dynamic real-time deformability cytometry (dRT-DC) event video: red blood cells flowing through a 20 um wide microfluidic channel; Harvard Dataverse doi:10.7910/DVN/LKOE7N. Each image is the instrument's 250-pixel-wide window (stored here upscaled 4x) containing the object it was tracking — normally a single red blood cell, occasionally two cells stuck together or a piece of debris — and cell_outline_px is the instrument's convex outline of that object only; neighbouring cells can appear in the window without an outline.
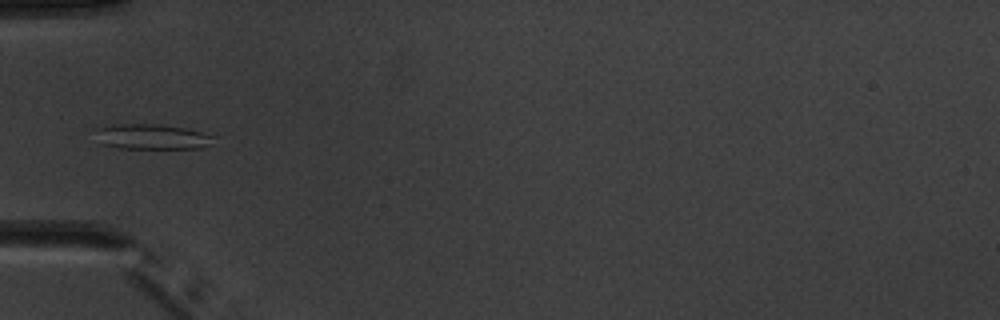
{"species": "common noctule bat (a hibernating species)", "species_latin": "Nyctalus noctula", "temperature_condition": "warm", "stored_images_in_passage": 6, "camera_frame_rate_fps": 3000, "um_per_image_px": 0.085, "animal": {"sex": "male", "body_mass_g": 20.1, "forearm_length_mm": 53.5}, "frame": {"image": 1, "passage_image": 4, "time_ms": 4.667, "image_size_px": [1000, 320], "cell_outline_px": [[216, 136], [212, 144], [200, 148], [120, 148], [100, 144], [96, 128], [112, 124], [160, 124], [184, 128]], "centroid_in_image_um": [12.92, 11.62], "position_along_channel_um": 72.1, "area_um2": 17.34}}
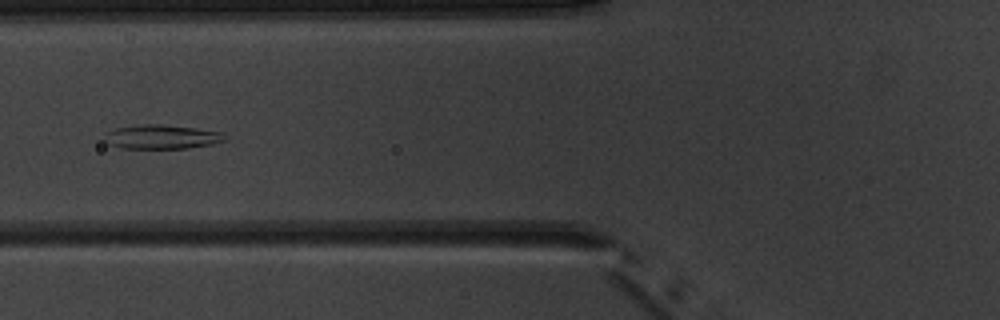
{"frame": {"image": 2, "passage_image": 5, "time_ms": 5.667, "image_size_px": [1000, 320], "cell_outline_px": [[224, 140], [212, 144], [188, 148], [120, 148], [108, 144], [104, 140], [108, 132], [116, 128], [140, 124], [160, 124], [196, 128], [224, 132]], "centroid_in_image_um": [13.74, 11.63], "position_along_channel_um": 112.1, "area_um2": 16.82}}